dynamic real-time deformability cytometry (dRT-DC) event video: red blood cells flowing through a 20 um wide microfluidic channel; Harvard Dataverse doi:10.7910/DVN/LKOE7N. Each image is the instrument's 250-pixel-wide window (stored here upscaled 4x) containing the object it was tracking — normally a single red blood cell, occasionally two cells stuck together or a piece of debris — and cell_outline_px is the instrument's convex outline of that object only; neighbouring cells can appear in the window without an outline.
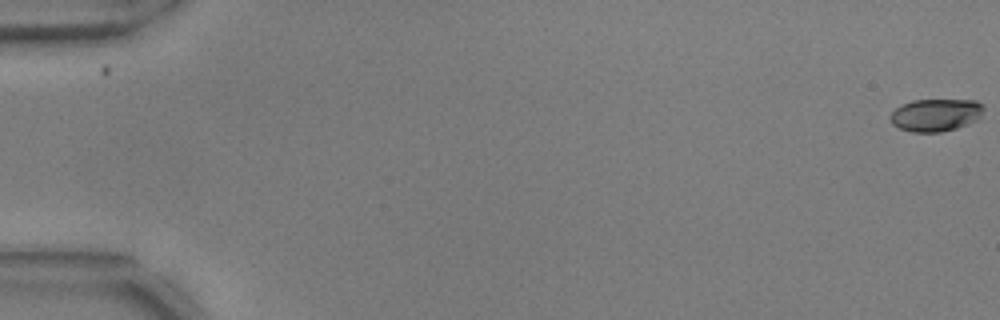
{"species": "common noctule bat (a hibernating species)", "species_latin": "Nyctalus noctula", "temperature_condition": "warm", "stored_images_in_passage": 56, "camera_frame_rate_fps": 3000, "um_per_image_px": 0.085, "animal": {"sex": "male", "body_mass_g": 17.9, "forearm_length_mm": 54.2}, "frame": {"image": 1, "passage_image": 1, "time_ms": 0.0, "image_size_px": [1000, 320], "cell_outline_px": [[984, 108], [980, 116], [976, 120], [968, 124], [956, 128], [940, 132], [912, 132], [900, 128], [892, 124], [892, 112], [900, 104], [912, 100], [976, 100], [984, 104]], "centroid_in_image_um": [79.56, 9.76], "position_along_channel_um": 5.4, "area_um2": 17.69}}
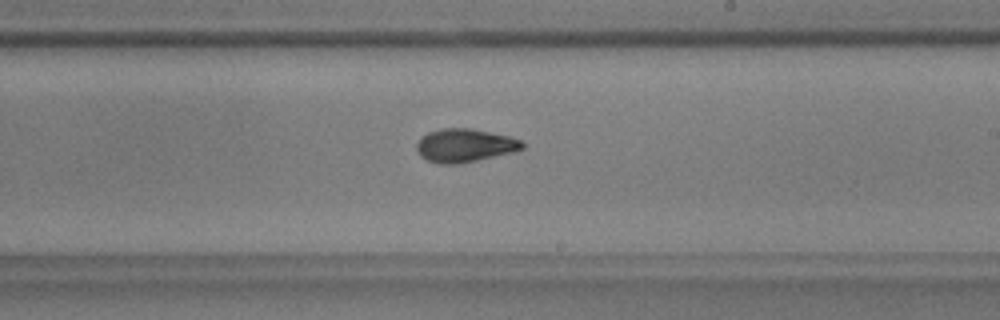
{"frame": {"image": 2, "passage_image": 34, "time_ms": 11.0, "image_size_px": [1000, 320], "cell_outline_px": [[524, 148], [516, 152], [456, 164], [440, 164], [428, 160], [420, 156], [416, 148], [416, 144], [420, 136], [428, 132], [440, 128], [472, 128], [508, 136], [520, 140], [524, 144]], "centroid_in_image_um": [39.48, 12.35], "position_along_channel_um": 249.5, "area_um2": 20.63}}
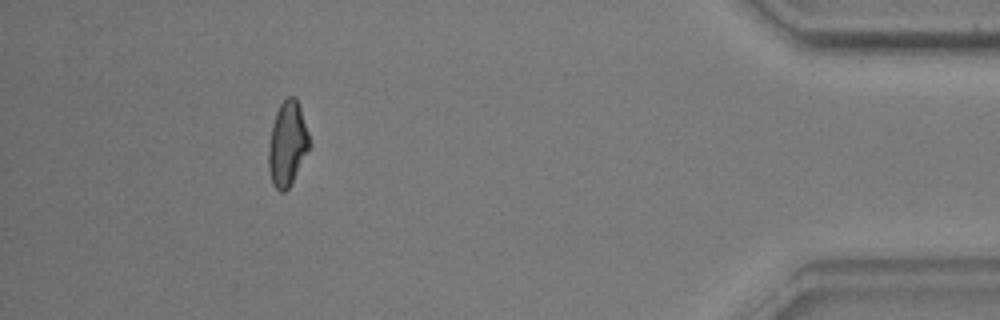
{"frame": {"image": 3, "passage_image": 51, "time_ms": 16.667, "image_size_px": [1000, 320], "cell_outline_px": [[312, 144], [288, 188], [284, 192], [280, 192], [272, 184], [268, 168], [268, 148], [272, 124], [276, 112], [280, 104], [288, 96], [296, 96]], "centroid_in_image_um": [24.42, 12.21], "position_along_channel_um": 410.8, "area_um2": 20.11}, "authors_computed_cell_mechanics": {"area_um2": 19.8254, "velocity_mm_per_s": 3.7456, "shape_relaxation_time_tau1_ms": 4.9323, "shape_relaxation_time_tau2_ms": 2.4287, "deformation_change_tau1": 0.1561, "deformation_change_tau2": 0.0807}}